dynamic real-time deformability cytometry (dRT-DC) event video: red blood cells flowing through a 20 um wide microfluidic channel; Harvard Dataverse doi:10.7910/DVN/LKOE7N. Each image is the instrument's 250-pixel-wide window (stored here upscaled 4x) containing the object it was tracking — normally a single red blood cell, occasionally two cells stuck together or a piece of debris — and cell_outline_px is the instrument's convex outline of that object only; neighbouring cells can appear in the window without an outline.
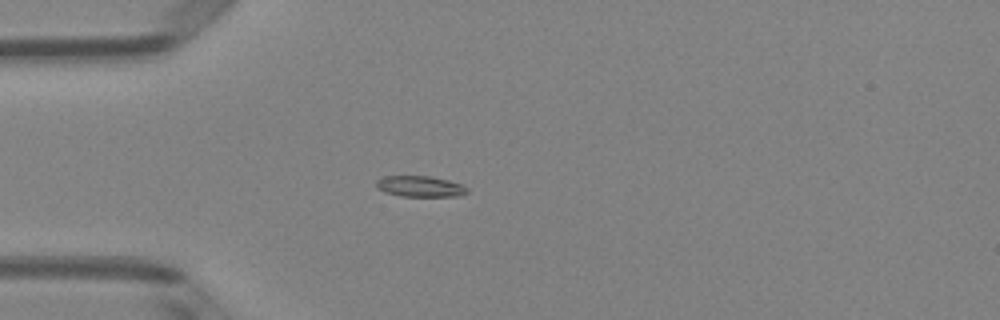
{"species": "Egyptian fruit bat (a non-hibernating species)", "species_latin": "Rousettus aegyptiacus", "temperature_condition": "room temperature", "stored_images_in_passage": 4, "camera_frame_rate_fps": 3000, "um_per_image_px": 0.085, "animal": {"sex": "female"}, "frame": {"image": 1, "passage_image": 3, "time_ms": 0.667, "image_size_px": [1000, 320], "cell_outline_px": [[468, 192], [460, 196], [400, 196], [384, 192], [376, 188], [376, 180], [384, 176], [432, 176], [464, 184], [468, 188]], "centroid_in_image_um": [35.72, 15.84], "position_along_channel_um": 49.3, "area_um2": 11.27}}